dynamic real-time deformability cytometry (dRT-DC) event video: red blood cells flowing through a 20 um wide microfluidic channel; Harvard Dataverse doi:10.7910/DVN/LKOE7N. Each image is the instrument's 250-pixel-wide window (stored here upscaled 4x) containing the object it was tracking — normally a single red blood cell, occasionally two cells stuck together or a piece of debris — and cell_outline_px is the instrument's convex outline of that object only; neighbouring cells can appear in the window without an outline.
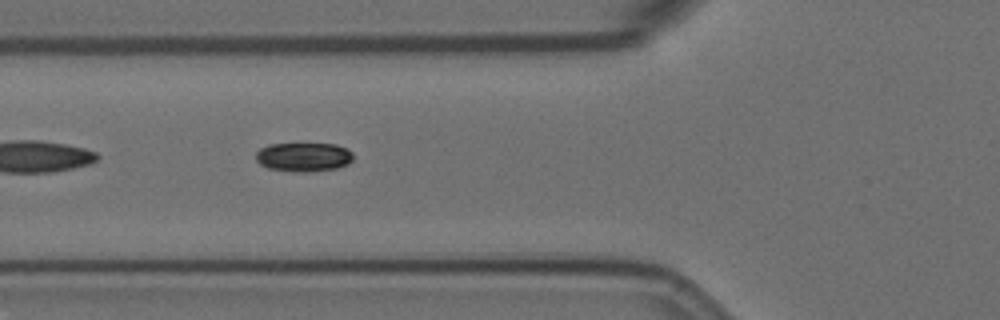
{"species": "Egyptian fruit bat (a non-hibernating species)", "species_latin": "Rousettus aegyptiacus", "temperature_condition": "room temperature", "stored_images_in_passage": 39, "camera_frame_rate_fps": 3000, "um_per_image_px": 0.085, "animal": {"sex": "female"}, "frame": {"image": 1, "passage_image": 3, "time_ms": 0.667, "image_size_px": [1000, 320], "cell_outline_px": [[352, 160], [348, 164], [336, 168], [308, 172], [300, 172], [268, 168], [260, 164], [256, 160], [256, 152], [260, 148], [268, 144], [336, 144], [352, 152]], "centroid_in_image_um": [25.79, 13.34], "position_along_channel_um": 100.0, "area_um2": 16.36}}
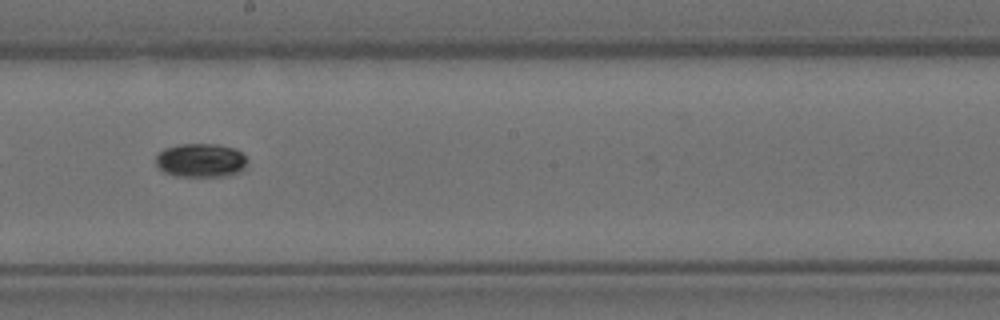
{"frame": {"image": 2, "passage_image": 14, "time_ms": 4.333, "image_size_px": [1000, 320], "cell_outline_px": [[248, 160], [244, 168], [228, 176], [176, 176], [164, 172], [156, 164], [156, 156], [164, 148], [180, 144], [216, 144], [236, 148]], "centroid_in_image_um": [17.06, 13.62], "position_along_channel_um": 231.1, "area_um2": 17.98}}
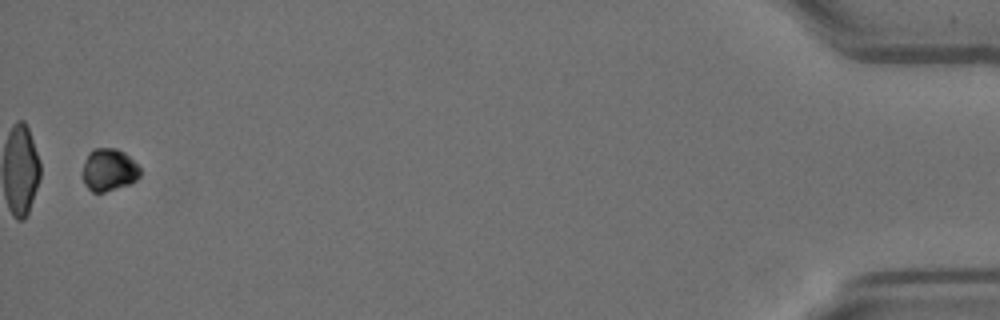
{"frame": {"image": 3, "passage_image": 38, "time_ms": 12.333, "image_size_px": [1000, 320], "cell_outline_px": [[140, 176], [136, 180], [128, 184], [104, 192], [92, 192], [84, 184], [84, 160], [88, 152], [92, 148], [116, 148], [124, 152], [140, 168]], "centroid_in_image_um": [9.24, 14.42], "position_along_channel_um": 426.0, "area_um2": 14.1}}